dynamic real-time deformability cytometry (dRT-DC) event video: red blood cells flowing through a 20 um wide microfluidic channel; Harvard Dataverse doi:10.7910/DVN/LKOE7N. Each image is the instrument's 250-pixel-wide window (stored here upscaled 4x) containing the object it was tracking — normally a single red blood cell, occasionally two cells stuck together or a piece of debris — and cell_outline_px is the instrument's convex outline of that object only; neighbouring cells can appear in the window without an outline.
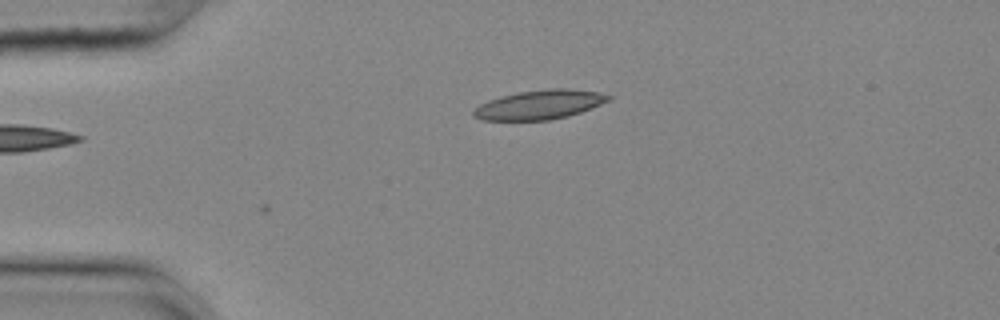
{"species": "common noctule bat (a hibernating species)", "species_latin": "Nyctalus noctula", "temperature_condition": "cold", "stored_images_in_passage": 2, "camera_frame_rate_fps": 3000, "um_per_image_px": 0.085, "animal": {"sex": "female", "body_mass_g": 25.1}, "frame": {"image": 1, "passage_image": 2, "time_ms": 0.333, "image_size_px": [1000, 320], "cell_outline_px": [[612, 100], [592, 108], [568, 116], [548, 120], [480, 120], [472, 116], [472, 112], [480, 104], [488, 100], [500, 96], [520, 92], [552, 88], [568, 88], [600, 92], [612, 96]], "centroid_in_image_um": [45.89, 8.89], "position_along_channel_um": 39.1, "area_um2": 23.12}}